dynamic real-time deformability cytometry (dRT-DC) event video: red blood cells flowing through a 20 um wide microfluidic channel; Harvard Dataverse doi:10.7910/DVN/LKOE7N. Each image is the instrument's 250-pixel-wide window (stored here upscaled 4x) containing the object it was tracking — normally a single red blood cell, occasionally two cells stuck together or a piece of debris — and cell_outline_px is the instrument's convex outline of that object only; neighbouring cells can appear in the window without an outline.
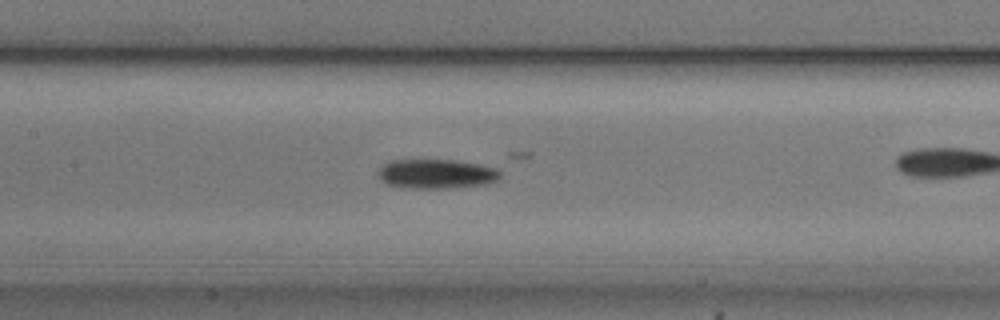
{"species": "common noctule bat (a hibernating species)", "species_latin": "Nyctalus noctula", "temperature_condition": "cold", "stored_images_in_passage": 42, "camera_frame_rate_fps": 3000, "um_per_image_px": 0.085, "animal": {"sex": "male", "body_mass_g": 20.5, "forearm_length_mm": 52.5}, "frame": {"image": 1, "passage_image": 24, "time_ms": 7.667, "image_size_px": [1000, 320], "cell_outline_px": [[500, 180], [484, 184], [456, 188], [404, 188], [388, 184], [380, 180], [376, 172], [388, 160], [456, 160], [500, 164]], "centroid_in_image_um": [37.22, 14.76], "position_along_channel_um": 170.2, "area_um2": 21.91}}